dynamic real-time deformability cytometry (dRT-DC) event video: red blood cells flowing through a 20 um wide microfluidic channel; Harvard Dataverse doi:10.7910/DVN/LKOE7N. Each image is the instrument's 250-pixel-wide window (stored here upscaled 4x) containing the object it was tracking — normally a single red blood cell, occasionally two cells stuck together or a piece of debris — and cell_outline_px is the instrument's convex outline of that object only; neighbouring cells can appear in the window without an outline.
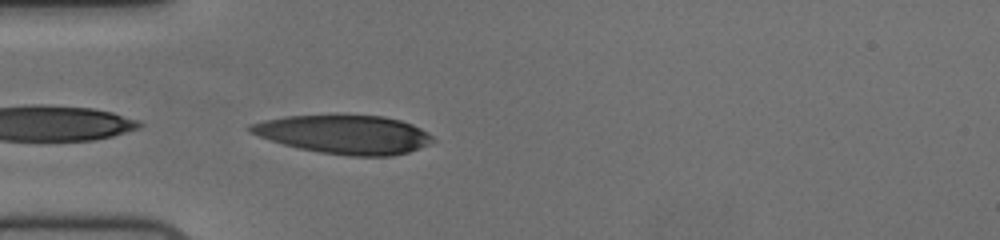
{"species": "human", "species_latin": "Homo sapiens", "temperature_condition": "cold", "stored_images_in_passage": 25, "camera_frame_rate_fps": 3000, "um_per_image_px": 0.085, "donor": {"sex": "female"}, "frame": {"image": 1, "passage_image": 1, "time_ms": 0.0, "image_size_px": [1000, 240], "cell_outline_px": [[436, 140], [428, 144], [408, 152], [392, 156], [348, 156], [320, 152], [300, 148], [284, 144], [248, 132], [244, 128], [248, 124], [264, 120], [284, 116], [344, 112], [384, 116], [400, 120], [412, 124], [428, 132]], "centroid_in_image_um": [29.24, 11.37], "position_along_channel_um": 55.8, "area_um2": 42.31}}
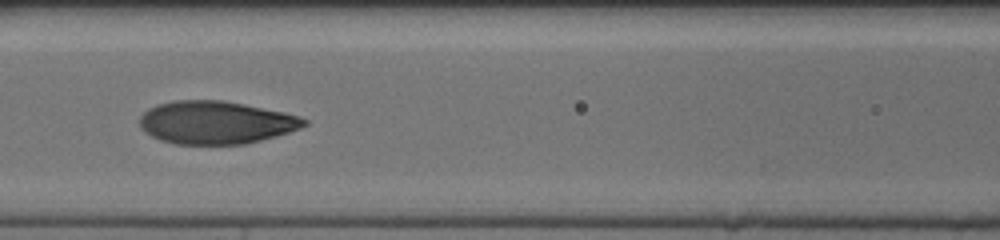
{"frame": {"image": 2, "passage_image": 9, "time_ms": 2.667, "image_size_px": [1000, 240], "cell_outline_px": [[308, 124], [300, 128], [276, 136], [244, 144], [176, 144], [160, 140], [144, 132], [140, 128], [140, 116], [148, 108], [156, 104], [172, 100], [224, 100], [284, 112], [300, 116], [308, 120]], "centroid_in_image_um": [18.33, 10.4], "position_along_channel_um": 148.3, "area_um2": 41.27}}
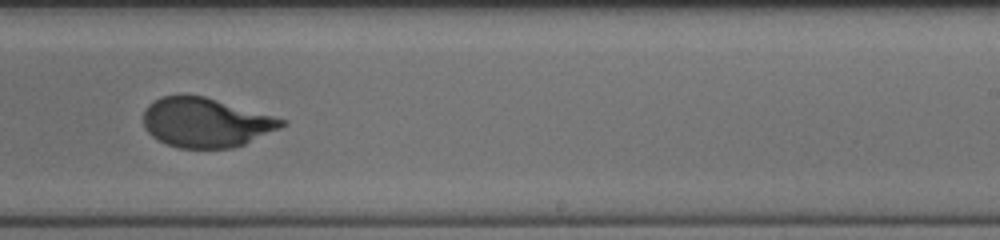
{"frame": {"image": 3, "passage_image": 19, "time_ms": 6.0, "image_size_px": [1000, 240], "cell_outline_px": [[288, 124], [280, 128], [244, 144], [232, 148], [180, 148], [156, 140], [144, 128], [144, 112], [148, 104], [160, 96], [204, 96], [288, 120]], "centroid_in_image_um": [17.49, 10.42], "position_along_channel_um": 271.5, "area_um2": 39.65}}